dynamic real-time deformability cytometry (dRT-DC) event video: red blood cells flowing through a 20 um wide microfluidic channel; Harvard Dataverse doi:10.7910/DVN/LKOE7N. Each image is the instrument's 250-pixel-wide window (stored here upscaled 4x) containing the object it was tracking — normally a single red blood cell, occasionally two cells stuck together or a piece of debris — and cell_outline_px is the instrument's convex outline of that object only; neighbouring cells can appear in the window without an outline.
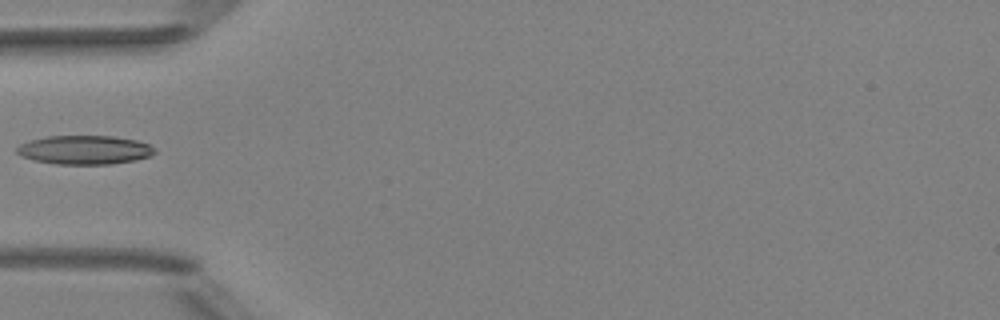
{"species": "Egyptian fruit bat (a non-hibernating species)", "species_latin": "Rousettus aegyptiacus", "temperature_condition": "room temperature", "stored_images_in_passage": 5, "camera_frame_rate_fps": 3000, "um_per_image_px": 0.085, "animal": {"sex": "female"}, "frame": {"image": 1, "passage_image": 5, "time_ms": 4.667, "image_size_px": [1000, 320], "cell_outline_px": [[156, 152], [148, 156], [132, 160], [112, 164], [56, 164], [36, 160], [20, 156], [16, 152], [16, 148], [20, 144], [28, 140], [48, 136], [112, 136], [136, 140], [148, 144]], "centroid_in_image_um": [7.13, 12.73], "position_along_channel_um": 77.9, "area_um2": 23.0}}